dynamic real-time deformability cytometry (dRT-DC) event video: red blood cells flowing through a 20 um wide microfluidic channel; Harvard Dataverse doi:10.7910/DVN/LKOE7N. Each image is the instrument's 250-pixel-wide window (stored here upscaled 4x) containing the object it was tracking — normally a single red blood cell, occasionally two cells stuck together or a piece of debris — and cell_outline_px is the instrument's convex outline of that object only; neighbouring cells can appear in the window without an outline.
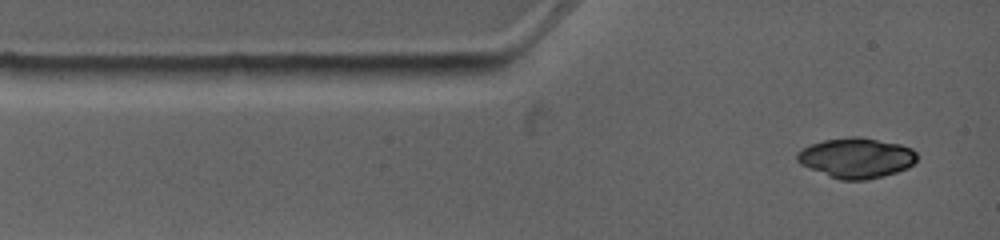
{"species": "common noctule bat (a hibernating species)", "species_latin": "Nyctalus noctula", "temperature_condition": "warm", "stored_images_in_passage": 4, "camera_frame_rate_fps": 4500, "um_per_image_px": 0.085, "animal": {"sex": "female", "body_mass_g": 19.0, "forearm_length_mm": 53.3}, "frame": {"image": 1, "passage_image": 1, "time_ms": 0.0, "image_size_px": [1000, 240], "cell_outline_px": [[916, 160], [908, 168], [896, 172], [864, 180], [840, 180], [800, 164], [796, 160], [796, 152], [812, 144], [824, 140], [848, 136], [860, 136], [900, 144], [912, 148], [916, 152]], "centroid_in_image_um": [72.79, 13.4], "position_along_channel_um": 12.2, "area_um2": 27.92}}